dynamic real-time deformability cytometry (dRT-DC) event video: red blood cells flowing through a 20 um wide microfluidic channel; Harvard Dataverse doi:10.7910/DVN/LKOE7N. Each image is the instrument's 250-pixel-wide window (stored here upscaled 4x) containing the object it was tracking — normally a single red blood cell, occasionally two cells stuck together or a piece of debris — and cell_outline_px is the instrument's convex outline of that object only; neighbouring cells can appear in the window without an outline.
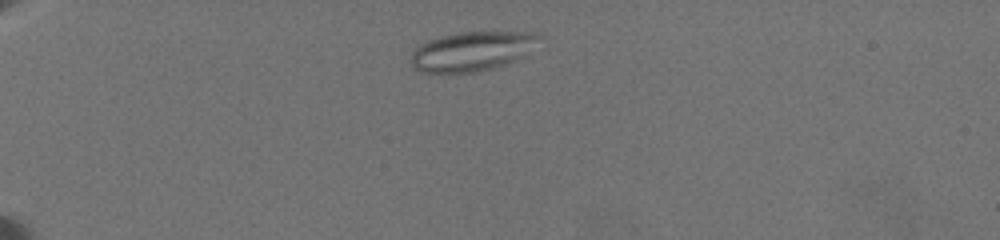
{"species": "common noctule bat (a hibernating species)", "species_latin": "Nyctalus noctula", "temperature_condition": "warm", "stored_images_in_passage": 76, "camera_frame_rate_fps": 3000, "um_per_image_px": 0.085, "animal": {"sex": "female", "body_mass_g": 19.5, "forearm_length_mm": 54.1}, "frame": {"image": 1, "passage_image": 15, "time_ms": 2.0, "image_size_px": [1000, 240], "cell_outline_px": [[544, 36], [516, 60], [504, 64], [476, 72], [424, 72], [412, 68], [412, 52], [420, 44], [428, 40], [440, 36], [460, 32], [540, 32]], "centroid_in_image_um": [40.11, 4.33], "position_along_channel_um": 44.9, "area_um2": 29.07}}
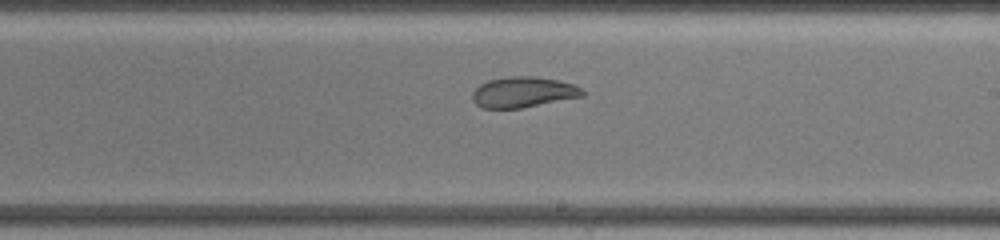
{"frame": {"image": 2, "passage_image": 45, "time_ms": 9.333, "image_size_px": [1000, 240], "cell_outline_px": [[584, 96], [520, 108], [480, 108], [472, 100], [472, 92], [480, 84], [488, 80], [508, 76], [536, 76], [560, 80], [572, 84], [580, 88], [584, 92]], "centroid_in_image_um": [44.45, 7.82], "position_along_channel_um": 244.6, "area_um2": 19.71}}
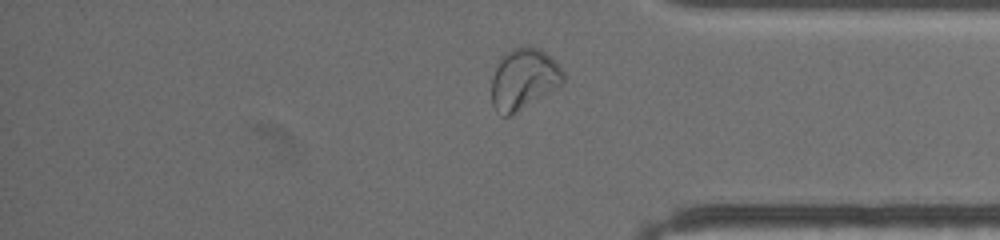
{"frame": {"image": 3, "passage_image": 63, "time_ms": 13.667, "image_size_px": [1000, 240], "cell_outline_px": [[564, 80], [556, 88], [512, 116], [504, 116], [496, 112], [492, 104], [492, 76], [504, 52], [512, 48], [540, 48], [556, 60], [564, 72]], "centroid_in_image_um": [44.51, 6.74], "position_along_channel_um": 390.7, "area_um2": 25.49}, "authors_computed_cell_mechanics": {"area_um2": 26.877, "velocity_mm_per_s": 3.5034, "shape_relaxation_time_tau1_ms": null, "shape_relaxation_time_tau2_ms": 2.2718, "deformation_change_tau1": null, "deformation_change_tau2": 0.0812}}